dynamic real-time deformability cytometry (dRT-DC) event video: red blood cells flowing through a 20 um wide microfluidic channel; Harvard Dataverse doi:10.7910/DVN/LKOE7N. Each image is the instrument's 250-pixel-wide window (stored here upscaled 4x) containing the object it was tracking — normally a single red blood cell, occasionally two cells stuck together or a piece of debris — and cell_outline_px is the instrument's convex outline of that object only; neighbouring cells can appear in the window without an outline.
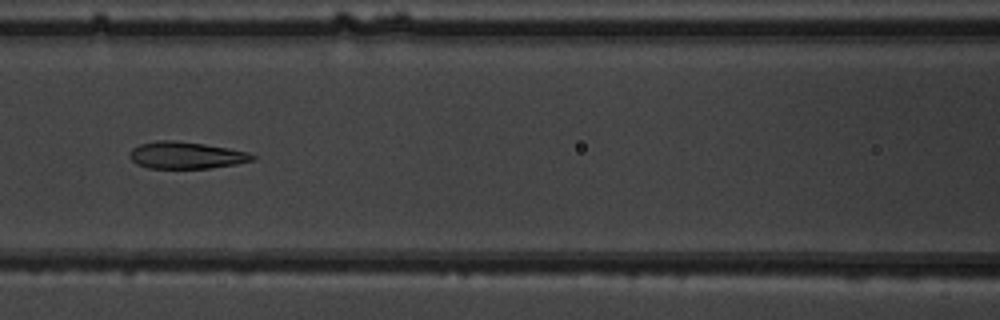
{"species": "common noctule bat (a hibernating species)", "species_latin": "Nyctalus noctula", "temperature_condition": "warm", "stored_images_in_passage": 41, "camera_frame_rate_fps": 3000, "um_per_image_px": 0.085, "animal": {"sex": "male", "body_mass_g": 19.5, "forearm_length_mm": 54.6}, "frame": {"image": 1, "passage_image": 19, "time_ms": 6.0, "image_size_px": [1000, 320], "cell_outline_px": [[256, 160], [236, 164], [208, 168], [148, 168], [136, 164], [128, 156], [132, 148], [140, 144], [156, 140], [172, 140], [204, 144], [228, 148], [248, 152], [256, 156]], "centroid_in_image_um": [15.81, 13.2], "position_along_channel_um": 150.8, "area_um2": 19.31}}
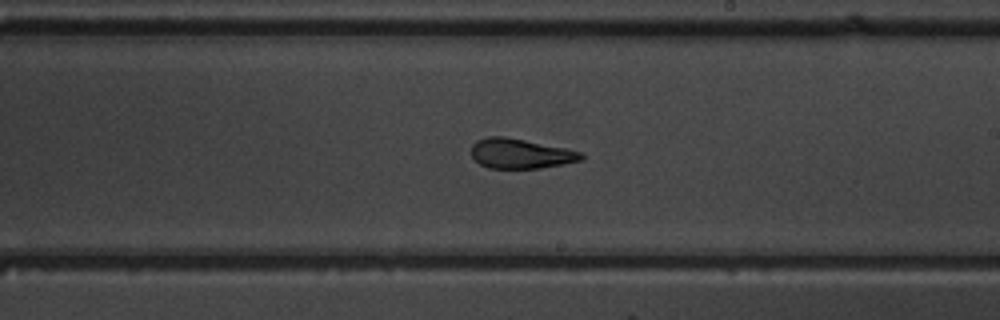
{"frame": {"image": 2, "passage_image": 26, "time_ms": 8.333, "image_size_px": [1000, 320], "cell_outline_px": [[584, 160], [564, 164], [540, 168], [488, 168], [480, 164], [472, 156], [472, 144], [476, 140], [488, 136], [504, 136], [564, 148], [580, 152], [584, 156]], "centroid_in_image_um": [44.23, 13.06], "position_along_channel_um": 244.8, "area_um2": 19.02}}
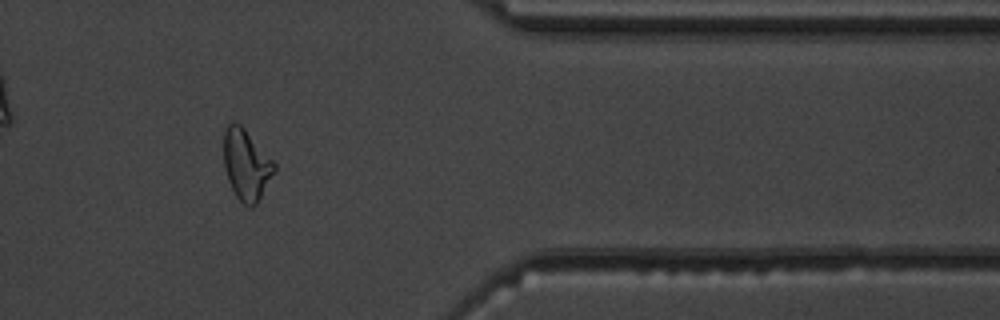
{"frame": {"image": 3, "passage_image": 38, "time_ms": 12.333, "image_size_px": [1000, 320], "cell_outline_px": [[276, 172], [256, 204], [252, 208], [248, 208], [236, 196], [228, 180], [224, 168], [224, 132], [228, 124], [232, 120], [240, 124], [244, 128], [276, 164]], "centroid_in_image_um": [20.94, 14.01], "position_along_channel_um": 390.5, "area_um2": 20.87}}